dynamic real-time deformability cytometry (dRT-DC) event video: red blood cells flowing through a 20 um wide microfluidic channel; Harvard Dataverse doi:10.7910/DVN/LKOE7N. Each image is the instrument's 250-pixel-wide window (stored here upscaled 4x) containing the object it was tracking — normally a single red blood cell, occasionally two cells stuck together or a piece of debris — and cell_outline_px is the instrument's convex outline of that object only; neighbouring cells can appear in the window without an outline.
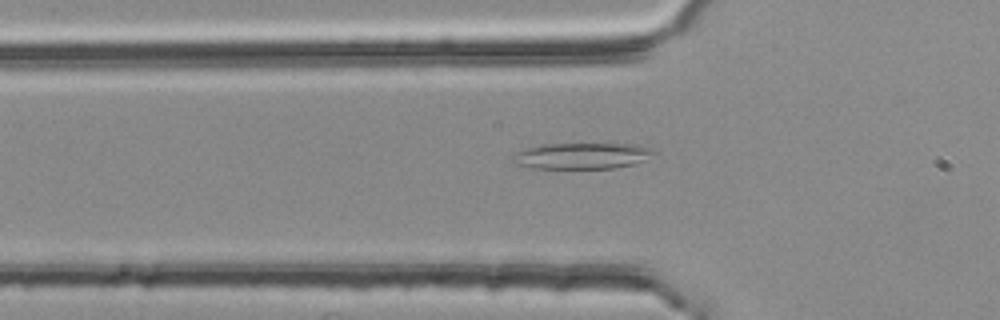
{"species": "common noctule bat (a hibernating species)", "species_latin": "Nyctalus noctula", "temperature_condition": "room temperature", "stored_images_in_passage": 47, "camera_frame_rate_fps": 3000, "um_per_image_px": 0.085, "animal": {"sex": "female", "body_mass_g": 25.1}, "frame": {"image": 1, "passage_image": 11, "time_ms": 3.333, "image_size_px": [1000, 320], "cell_outline_px": [[652, 152], [644, 160], [636, 164], [616, 168], [532, 168], [512, 164], [508, 160], [516, 152], [524, 148], [544, 144], [632, 144], [652, 148]], "centroid_in_image_um": [49.34, 13.25], "position_along_channel_um": 76.5, "area_um2": 21.56}}
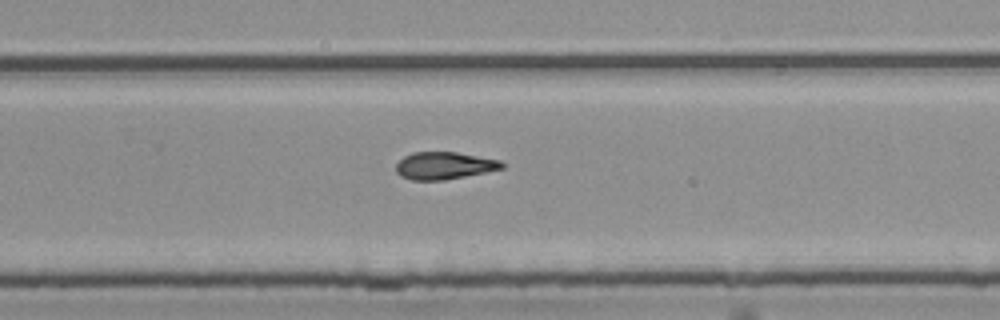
{"frame": {"image": 2, "passage_image": 28, "time_ms": 9.0, "image_size_px": [1000, 320], "cell_outline_px": [[504, 168], [444, 180], [412, 180], [400, 176], [396, 172], [396, 164], [404, 156], [412, 152], [456, 152], [500, 160], [504, 164]], "centroid_in_image_um": [37.73, 14.07], "position_along_channel_um": 292.1, "area_um2": 16.76}}
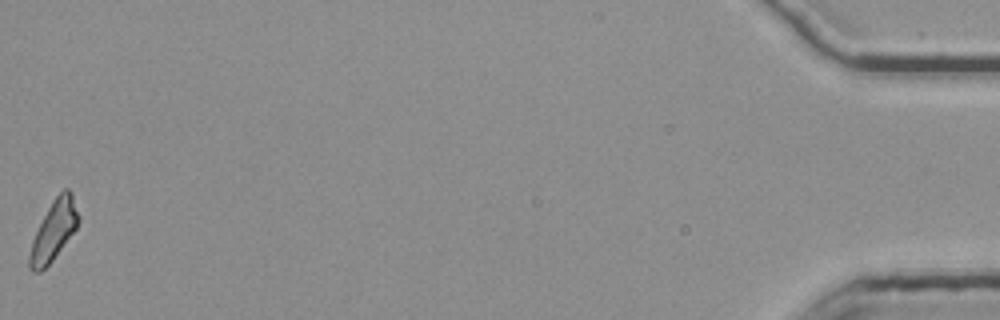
{"frame": {"image": 3, "passage_image": 47, "time_ms": 15.333, "image_size_px": [1000, 320], "cell_outline_px": [[80, 220], [76, 228], [52, 260], [40, 272], [32, 272], [28, 268], [28, 256], [32, 240], [48, 208], [56, 196], [64, 188], [68, 188], [72, 192], [80, 216]], "centroid_in_image_um": [4.57, 19.6], "position_along_channel_um": 430.6, "area_um2": 16.82}}